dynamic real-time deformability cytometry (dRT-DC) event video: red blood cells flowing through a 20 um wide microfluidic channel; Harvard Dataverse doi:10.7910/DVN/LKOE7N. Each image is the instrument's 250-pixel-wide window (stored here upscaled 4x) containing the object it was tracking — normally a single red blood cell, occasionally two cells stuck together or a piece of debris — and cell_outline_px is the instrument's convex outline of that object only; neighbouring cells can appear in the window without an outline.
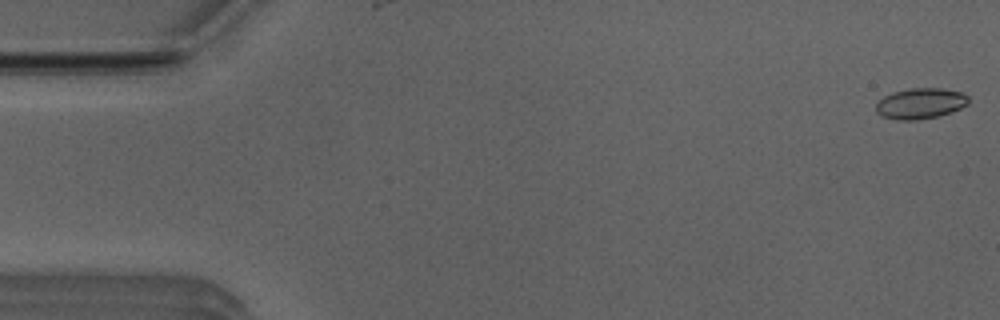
{"species": "Egyptian fruit bat (a non-hibernating species)", "species_latin": "Rousettus aegyptiacus", "temperature_condition": "room temperature", "stored_images_in_passage": 16, "camera_frame_rate_fps": 3000, "um_per_image_px": 0.085, "animal": {"sex": "male"}, "frame": {"image": 1, "passage_image": 1, "time_ms": 0.0, "image_size_px": [1000, 320], "cell_outline_px": [[968, 104], [952, 112], [936, 116], [916, 120], [896, 120], [880, 116], [876, 112], [876, 104], [884, 96], [892, 92], [912, 88], [940, 88], [960, 92], [968, 96]], "centroid_in_image_um": [78.21, 8.8], "position_along_channel_um": 6.8, "area_um2": 16.53}}
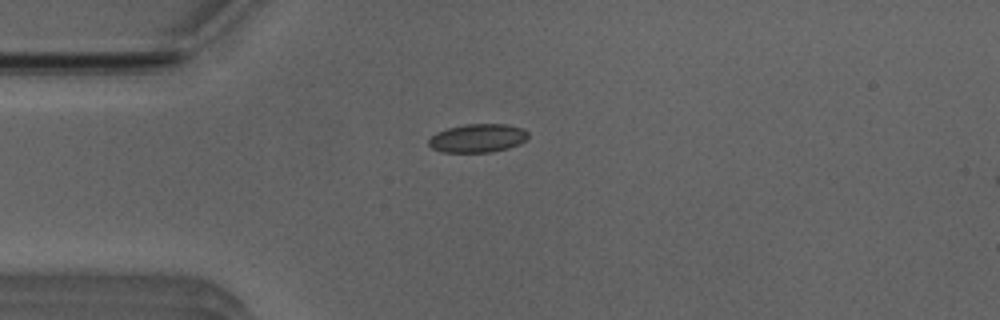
{"frame": {"image": 2, "passage_image": 13, "time_ms": 4.0, "image_size_px": [1000, 320], "cell_outline_px": [[528, 136], [520, 144], [508, 148], [492, 152], [440, 152], [432, 148], [428, 144], [428, 140], [436, 132], [448, 128], [464, 124], [504, 124], [524, 128], [528, 132]], "centroid_in_image_um": [40.6, 11.74], "position_along_channel_um": 44.4, "area_um2": 16.59}}